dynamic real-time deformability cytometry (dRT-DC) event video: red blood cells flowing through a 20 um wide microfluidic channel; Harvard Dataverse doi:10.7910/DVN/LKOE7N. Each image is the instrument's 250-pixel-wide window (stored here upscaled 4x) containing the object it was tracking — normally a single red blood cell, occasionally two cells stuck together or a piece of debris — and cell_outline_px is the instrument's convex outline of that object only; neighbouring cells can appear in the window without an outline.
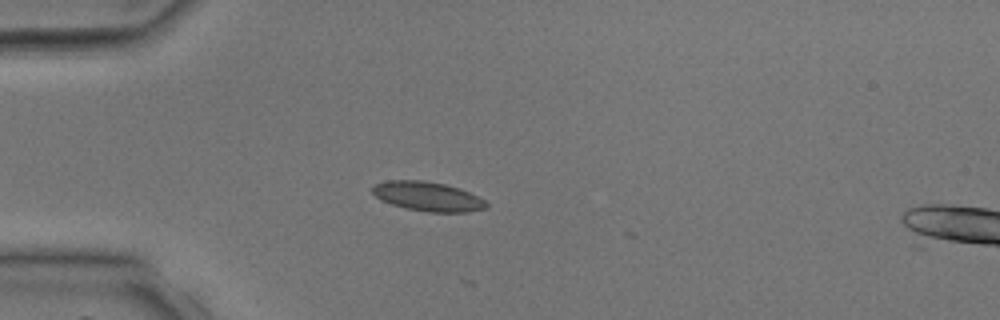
{"species": "common noctule bat (a hibernating species)", "species_latin": "Nyctalus noctula", "temperature_condition": "room temperature", "stored_images_in_passage": 14, "camera_frame_rate_fps": 3000, "um_per_image_px": 0.085, "animal": {"sex": "male", "body_mass_g": 17.9, "forearm_length_mm": 54.2}, "frame": {"image": 1, "passage_image": 11, "time_ms": 3.333, "image_size_px": [1000, 320], "cell_outline_px": [[488, 208], [468, 212], [428, 212], [408, 208], [392, 204], [380, 200], [372, 192], [372, 188], [376, 184], [388, 180], [424, 180], [444, 184], [460, 188], [484, 200], [488, 204]], "centroid_in_image_um": [36.37, 16.69], "position_along_channel_um": 48.6, "area_um2": 19.36}}